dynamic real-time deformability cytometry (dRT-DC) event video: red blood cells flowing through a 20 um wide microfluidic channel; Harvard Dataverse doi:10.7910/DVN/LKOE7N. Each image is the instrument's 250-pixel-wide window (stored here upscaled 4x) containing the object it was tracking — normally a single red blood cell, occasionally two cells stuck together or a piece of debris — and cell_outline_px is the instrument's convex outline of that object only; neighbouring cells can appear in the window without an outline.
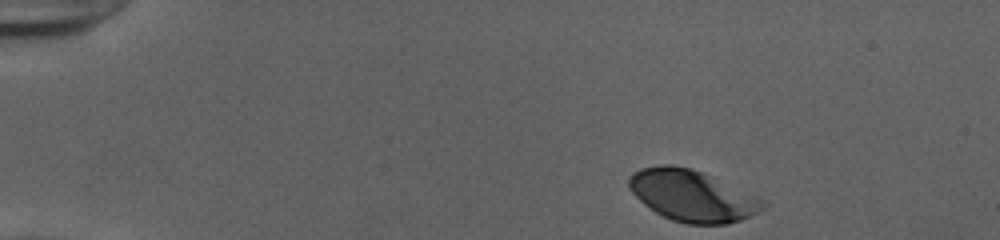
{"species": "human", "species_latin": "Homo sapiens", "temperature_condition": "cold", "stored_images_in_passage": 38, "camera_frame_rate_fps": 3000, "um_per_image_px": 0.085, "donor": {"sex": "female"}, "frame": {"image": 1, "passage_image": 1, "time_ms": 0.0, "image_size_px": [1000, 240], "cell_outline_px": [[764, 208], [740, 220], [728, 224], [688, 224], [672, 220], [656, 212], [644, 204], [632, 192], [628, 184], [628, 176], [632, 172], [640, 168], [660, 164], [672, 164], [692, 168], [756, 196], [764, 200]], "centroid_in_image_um": [58.78, 16.62], "position_along_channel_um": 26.2, "area_um2": 39.71}}
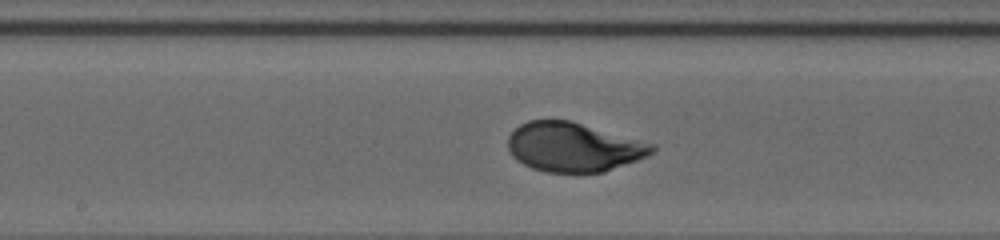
{"frame": {"image": 2, "passage_image": 22, "time_ms": 7.0, "image_size_px": [1000, 240], "cell_outline_px": [[656, 148], [648, 156], [604, 172], [548, 172], [532, 168], [516, 160], [512, 156], [508, 148], [508, 136], [520, 124], [528, 120], [568, 120], [656, 144]], "centroid_in_image_um": [48.74, 12.5], "position_along_channel_um": 199.5, "area_um2": 41.15}}
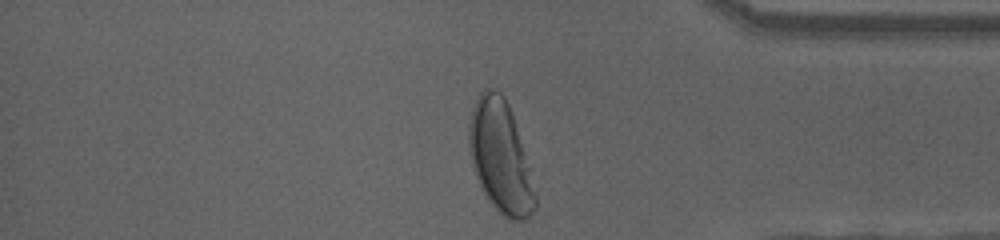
{"frame": {"image": 3, "passage_image": 38, "time_ms": 12.333, "image_size_px": [1000, 240], "cell_outline_px": [[536, 208], [524, 220], [508, 220], [492, 204], [484, 192], [476, 176], [472, 164], [468, 148], [468, 124], [472, 108], [480, 92], [484, 88], [492, 88], [500, 92], [504, 96], [508, 104], [512, 116], [528, 168], [536, 196]], "centroid_in_image_um": [42.49, 13.32], "position_along_channel_um": 392.7, "area_um2": 42.25}, "authors_computed_cell_mechanics": {"area_um2": 41.2692, "velocity_mm_per_s": 3.8653, "shape_relaxation_time_tau1_ms": 3.1968, "shape_relaxation_time_tau2_ms": null, "deformation_change_tau1": 0.1567, "deformation_change_tau2": null}}